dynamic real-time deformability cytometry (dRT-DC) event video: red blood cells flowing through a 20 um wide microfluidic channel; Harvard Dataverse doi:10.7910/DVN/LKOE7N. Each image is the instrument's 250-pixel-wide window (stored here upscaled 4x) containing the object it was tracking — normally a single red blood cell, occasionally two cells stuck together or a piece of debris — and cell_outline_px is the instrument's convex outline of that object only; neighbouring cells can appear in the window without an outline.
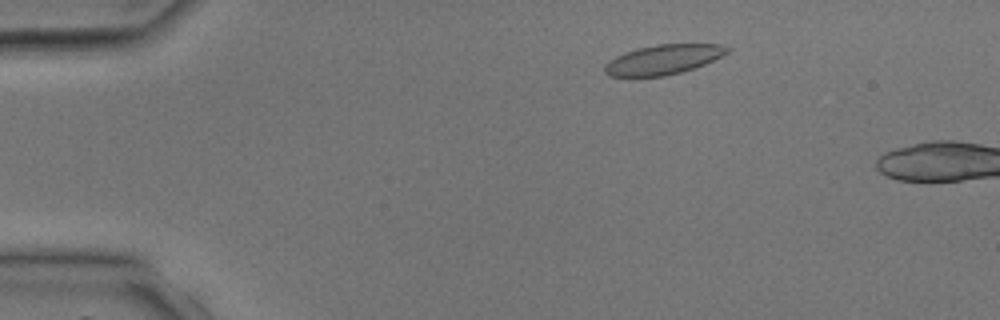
{"species": "common noctule bat (a hibernating species)", "species_latin": "Nyctalus noctula", "temperature_condition": "room temperature", "stored_images_in_passage": 3, "camera_frame_rate_fps": 3000, "um_per_image_px": 0.085, "animal": {"sex": "male", "body_mass_g": 17.9, "forearm_length_mm": 54.2}, "frame": {"image": 1, "passage_image": 1, "time_ms": 0.0, "image_size_px": [1000, 320], "cell_outline_px": [[732, 48], [728, 52], [704, 64], [680, 72], [664, 76], [608, 76], [604, 72], [604, 64], [608, 60], [624, 52], [636, 48], [656, 44], [720, 44]], "centroid_in_image_um": [56.33, 5.05], "position_along_channel_um": 28.7, "area_um2": 21.15}}